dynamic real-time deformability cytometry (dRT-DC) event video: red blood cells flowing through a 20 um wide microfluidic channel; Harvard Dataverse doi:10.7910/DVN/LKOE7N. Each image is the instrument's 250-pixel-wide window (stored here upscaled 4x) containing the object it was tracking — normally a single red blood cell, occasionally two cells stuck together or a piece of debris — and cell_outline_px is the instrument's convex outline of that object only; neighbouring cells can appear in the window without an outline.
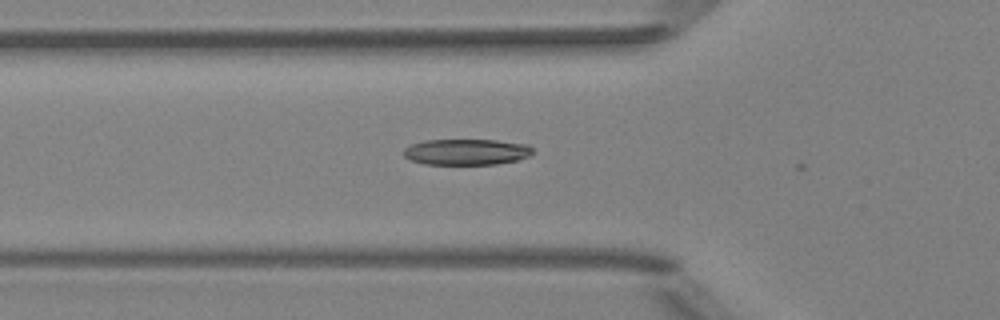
{"species": "Egyptian fruit bat (a non-hibernating species)", "species_latin": "Rousettus aegyptiacus", "temperature_condition": "room temperature", "stored_images_in_passage": 3, "camera_frame_rate_fps": 3000, "um_per_image_px": 0.085, "animal": {"sex": "female"}, "frame": {"image": 1, "passage_image": 2, "time_ms": 0.333, "image_size_px": [1000, 320], "cell_outline_px": [[532, 152], [528, 156], [516, 160], [496, 164], [424, 164], [412, 160], [404, 156], [404, 148], [412, 144], [424, 140], [496, 140], [528, 144], [532, 148]], "centroid_in_image_um": [39.64, 12.91], "position_along_channel_um": 86.2, "area_um2": 19.42}}